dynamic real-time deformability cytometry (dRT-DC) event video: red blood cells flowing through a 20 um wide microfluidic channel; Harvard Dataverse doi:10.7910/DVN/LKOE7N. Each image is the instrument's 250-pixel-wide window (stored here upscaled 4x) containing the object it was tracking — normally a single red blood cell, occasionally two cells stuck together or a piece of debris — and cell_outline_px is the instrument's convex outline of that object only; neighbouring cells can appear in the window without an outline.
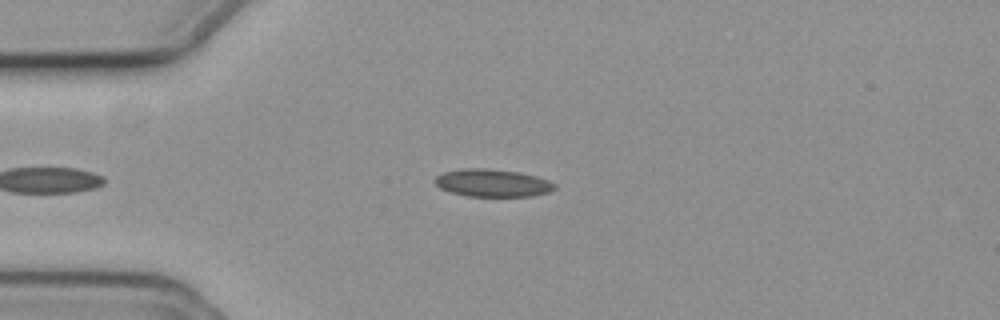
{"species": "common noctule bat (a hibernating species)", "species_latin": "Nyctalus noctula", "temperature_condition": "cold", "stored_images_in_passage": 40, "camera_frame_rate_fps": 3000, "um_per_image_px": 0.085, "animal": {"sex": "female", "body_mass_g": 19.3, "forearm_length_mm": 54.1}, "frame": {"image": 1, "passage_image": 2, "time_ms": 0.333, "image_size_px": [1000, 320], "cell_outline_px": [[556, 188], [548, 192], [532, 196], [468, 196], [452, 192], [440, 188], [432, 180], [436, 176], [444, 172], [460, 168], [488, 168], [516, 172], [536, 176], [548, 180], [556, 184]], "centroid_in_image_um": [41.84, 15.54], "position_along_channel_um": 43.2, "area_um2": 19.25}}
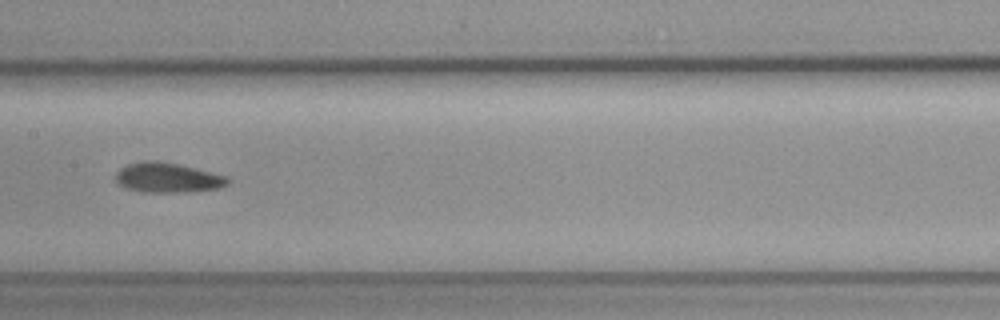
{"frame": {"image": 2, "passage_image": 16, "time_ms": 5.0, "image_size_px": [1000, 320], "cell_outline_px": [[228, 184], [220, 188], [184, 192], [144, 192], [128, 188], [120, 184], [116, 180], [116, 172], [120, 168], [128, 164], [144, 160], [160, 160], [180, 164], [212, 172], [224, 176], [228, 180]], "centroid_in_image_um": [14.23, 15.08], "position_along_channel_um": 193.2, "area_um2": 19.42}}
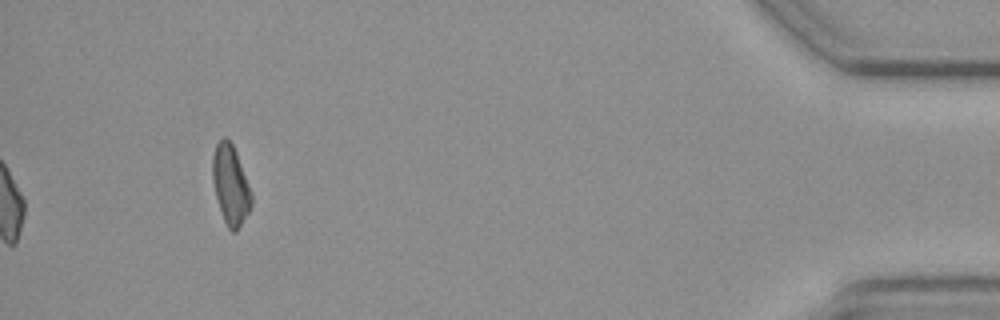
{"frame": {"image": 3, "passage_image": 40, "time_ms": 13.0, "image_size_px": [1000, 320], "cell_outline_px": [[252, 204], [248, 212], [236, 232], [232, 232], [228, 228], [224, 220], [216, 196], [212, 180], [212, 156], [216, 144], [224, 136], [232, 144], [236, 152], [252, 192]], "centroid_in_image_um": [19.59, 15.71], "position_along_channel_um": 415.6, "area_um2": 17.86}}